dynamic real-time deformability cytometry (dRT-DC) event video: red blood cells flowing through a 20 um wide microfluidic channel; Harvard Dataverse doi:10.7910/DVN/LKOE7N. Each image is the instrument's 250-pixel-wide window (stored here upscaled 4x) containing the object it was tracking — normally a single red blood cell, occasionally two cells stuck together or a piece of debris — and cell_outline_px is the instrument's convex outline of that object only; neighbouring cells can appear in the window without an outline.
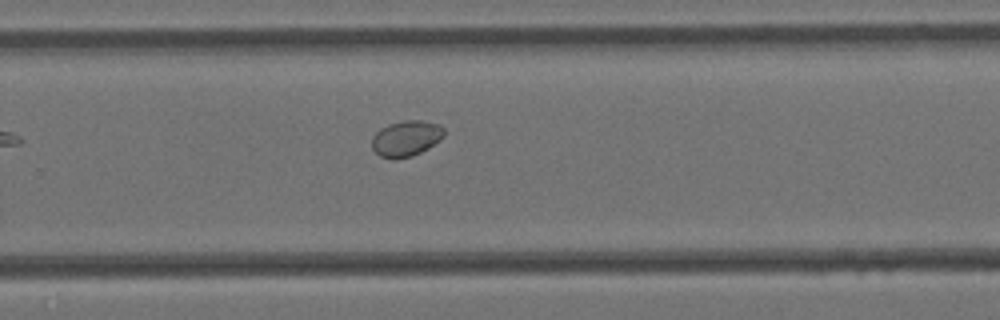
{"species": "Egyptian fruit bat (a non-hibernating species)", "species_latin": "Rousettus aegyptiacus", "temperature_condition": "cold", "stored_images_in_passage": 7, "camera_frame_rate_fps": 3000, "um_per_image_px": 0.085, "animal": {"sex": "female"}, "frame": {"image": 1, "passage_image": 7, "time_ms": 2.0, "image_size_px": [1000, 320], "cell_outline_px": [[444, 136], [440, 140], [428, 148], [412, 156], [396, 160], [392, 160], [380, 156], [372, 148], [372, 136], [380, 128], [388, 124], [404, 120], [420, 120], [440, 124], [444, 128]], "centroid_in_image_um": [34.51, 11.77], "position_along_channel_um": 295.3, "area_um2": 15.26}}